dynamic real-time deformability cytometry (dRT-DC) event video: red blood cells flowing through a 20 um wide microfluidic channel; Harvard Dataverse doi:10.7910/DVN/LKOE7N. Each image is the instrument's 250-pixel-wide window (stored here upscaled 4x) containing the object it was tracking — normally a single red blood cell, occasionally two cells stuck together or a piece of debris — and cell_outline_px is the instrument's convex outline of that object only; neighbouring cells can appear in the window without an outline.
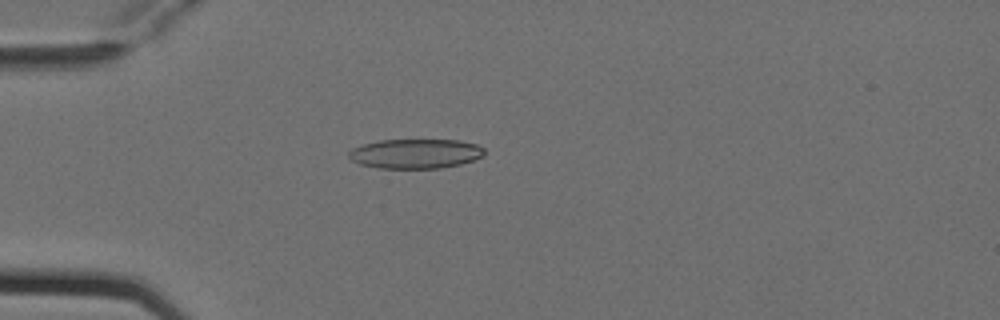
{"species": "Egyptian fruit bat (a non-hibernating species)", "species_latin": "Rousettus aegyptiacus", "temperature_condition": "cold", "stored_images_in_passage": 4, "camera_frame_rate_fps": 3000, "um_per_image_px": 0.085, "animal": {"sex": "female"}, "frame": {"image": 1, "passage_image": 4, "time_ms": 1.0, "image_size_px": [1000, 320], "cell_outline_px": [[484, 156], [460, 164], [440, 168], [380, 168], [360, 164], [352, 160], [348, 156], [348, 152], [352, 148], [364, 144], [380, 140], [460, 140], [476, 144], [484, 148]], "centroid_in_image_um": [35.32, 13.06], "position_along_channel_um": 49.7, "area_um2": 23.29}}